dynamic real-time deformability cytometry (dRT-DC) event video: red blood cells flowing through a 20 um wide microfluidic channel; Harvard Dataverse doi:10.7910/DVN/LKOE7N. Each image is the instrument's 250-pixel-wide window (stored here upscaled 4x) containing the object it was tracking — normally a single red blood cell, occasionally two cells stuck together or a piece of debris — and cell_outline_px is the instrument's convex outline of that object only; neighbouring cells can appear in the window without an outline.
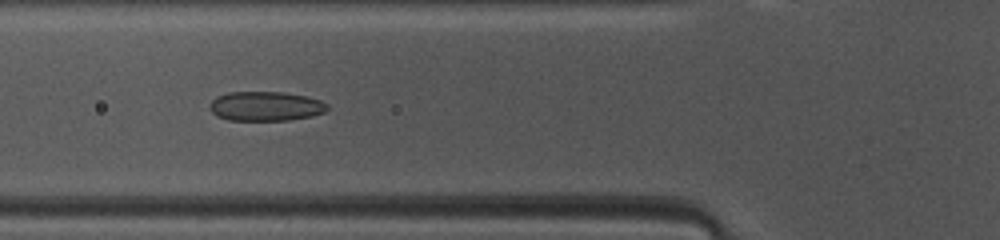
{"species": "common noctule bat (a hibernating species)", "species_latin": "Nyctalus noctula", "temperature_condition": "warm", "stored_images_in_passage": 45, "camera_frame_rate_fps": 3000, "um_per_image_px": 0.085, "animal": {"sex": "female", "body_mass_g": 10.0, "forearm_length_mm": 53.1}, "frame": {"image": 1, "passage_image": 14, "time_ms": 4.333, "image_size_px": [1000, 240], "cell_outline_px": [[328, 108], [324, 112], [312, 116], [288, 120], [228, 120], [216, 116], [208, 108], [208, 104], [216, 96], [228, 92], [284, 92], [304, 96], [320, 100], [328, 104]], "centroid_in_image_um": [22.53, 9.03], "position_along_channel_um": 103.3, "area_um2": 20.29}}
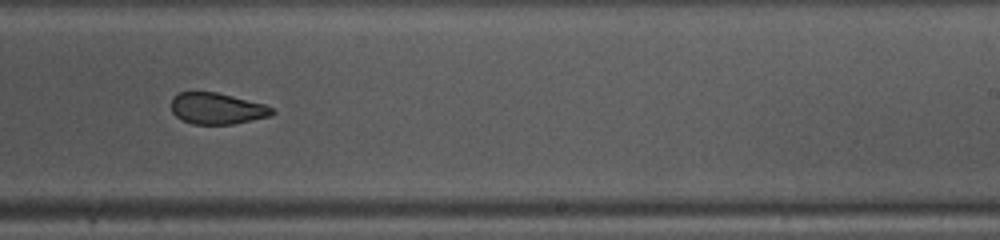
{"frame": {"image": 2, "passage_image": 26, "time_ms": 8.333, "image_size_px": [1000, 240], "cell_outline_px": [[276, 112], [272, 116], [232, 124], [192, 124], [180, 120], [172, 112], [172, 96], [180, 92], [216, 92], [264, 104], [272, 108]], "centroid_in_image_um": [18.44, 9.23], "position_along_channel_um": 270.6, "area_um2": 18.44}}
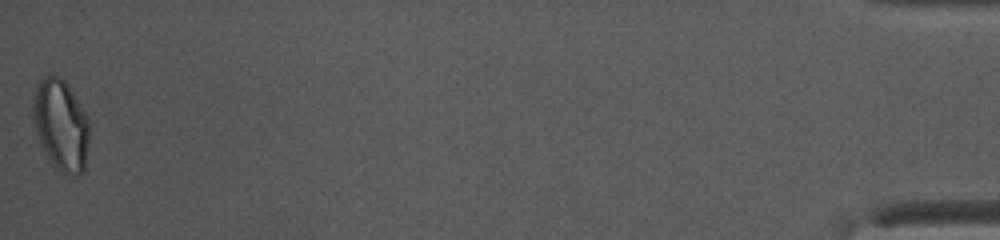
{"frame": {"image": 3, "passage_image": 45, "time_ms": 14.667, "image_size_px": [1000, 240], "cell_outline_px": [[88, 140], [84, 168], [76, 176], [60, 172], [52, 164], [36, 132], [32, 104], [36, 88], [40, 80], [48, 76], [60, 76], [64, 80], [88, 116]], "centroid_in_image_um": [5.18, 10.62], "position_along_channel_um": 430.0, "area_um2": 29.19}, "authors_computed_cell_mechanics": {"area_um2": 20.519, "velocity_mm_per_s": 4.1777, "shape_relaxation_time_tau1_ms": null, "shape_relaxation_time_tau2_ms": 1.4812, "deformation_change_tau1": null, "deformation_change_tau2": 0.063}}